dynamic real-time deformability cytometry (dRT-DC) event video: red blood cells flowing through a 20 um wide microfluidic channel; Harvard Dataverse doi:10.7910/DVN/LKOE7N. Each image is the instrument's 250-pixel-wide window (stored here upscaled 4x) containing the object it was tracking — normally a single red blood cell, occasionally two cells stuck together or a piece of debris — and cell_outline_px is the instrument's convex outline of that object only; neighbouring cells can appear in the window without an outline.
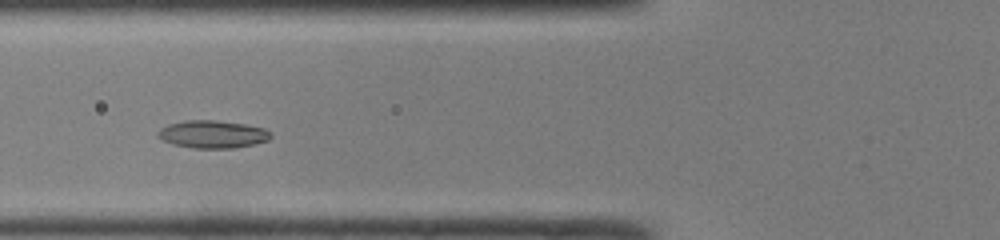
{"species": "common noctule bat (a hibernating species)", "species_latin": "Nyctalus noctula", "temperature_condition": "room temperature", "stored_images_in_passage": 27, "camera_frame_rate_fps": 3000, "um_per_image_px": 0.085, "animal": {"sex": "male", "body_mass_g": 19.0, "forearm_length_mm": 50.8}, "frame": {"image": 1, "passage_image": 6, "time_ms": 1.667, "image_size_px": [1000, 240], "cell_outline_px": [[272, 136], [268, 140], [256, 144], [236, 148], [192, 148], [172, 144], [156, 136], [156, 132], [160, 128], [168, 124], [184, 120], [216, 120], [244, 124], [264, 128], [272, 132]], "centroid_in_image_um": [18.07, 11.41], "position_along_channel_um": 107.7, "area_um2": 18.44}}
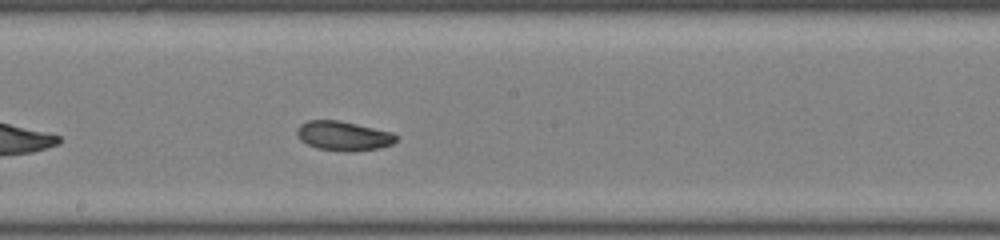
{"frame": {"image": 2, "passage_image": 14, "time_ms": 4.333, "image_size_px": [1000, 240], "cell_outline_px": [[396, 140], [392, 144], [380, 148], [352, 152], [344, 152], [316, 148], [300, 140], [296, 132], [296, 128], [300, 124], [308, 120], [340, 120], [392, 132], [396, 136]], "centroid_in_image_um": [29.17, 11.55], "position_along_channel_um": 219.0, "area_um2": 17.17}}
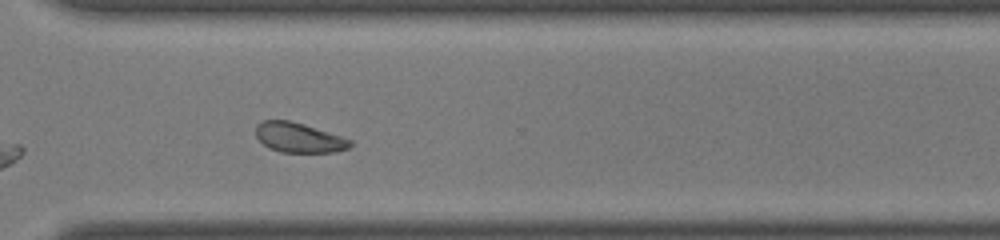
{"frame": {"image": 3, "passage_image": 23, "time_ms": 7.333, "image_size_px": [1000, 240], "cell_outline_px": [[352, 144], [348, 148], [336, 152], [280, 152], [268, 148], [256, 136], [256, 124], [264, 120], [288, 120], [304, 124], [352, 140]], "centroid_in_image_um": [25.38, 11.7], "position_along_channel_um": 345.2, "area_um2": 16.3}, "authors_computed_cell_mechanics": {"area_um2": 17.1666, "velocity_mm_per_s": 4.184, "shape_relaxation_time_tau1_ms": 5.1384, "shape_relaxation_time_tau2_ms": 2.7348, "deformation_change_tau1": 0.105, "deformation_change_tau2": 0.079}}